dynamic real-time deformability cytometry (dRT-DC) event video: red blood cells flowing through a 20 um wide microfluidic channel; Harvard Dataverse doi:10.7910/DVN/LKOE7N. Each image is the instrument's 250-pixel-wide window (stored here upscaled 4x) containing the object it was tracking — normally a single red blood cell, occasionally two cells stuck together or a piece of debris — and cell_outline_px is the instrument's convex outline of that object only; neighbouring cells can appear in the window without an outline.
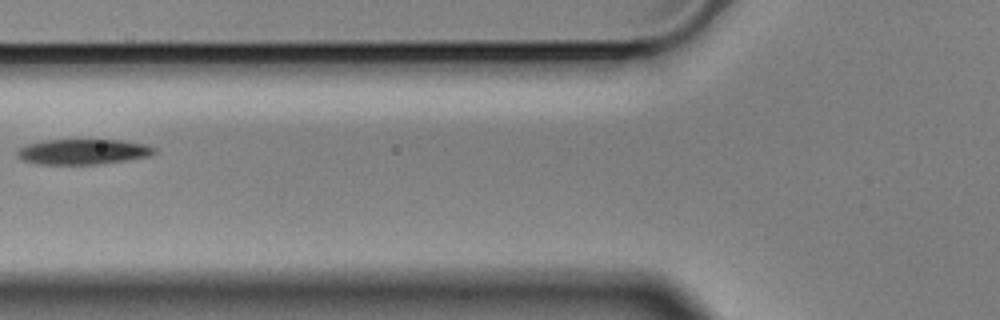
{"species": "Egyptian fruit bat (a non-hibernating species)", "species_latin": "Rousettus aegyptiacus", "temperature_condition": "cold", "stored_images_in_passage": 8, "camera_frame_rate_fps": 3000, "um_per_image_px": 0.085, "animal": {"sex": "male"}, "frame": {"image": 1, "passage_image": 6, "time_ms": 1.667, "image_size_px": [1000, 320], "cell_outline_px": [[156, 152], [148, 156], [124, 160], [96, 164], [36, 164], [24, 160], [16, 156], [16, 152], [20, 148], [28, 144], [44, 140], [124, 140], [144, 144], [156, 148]], "centroid_in_image_um": [7.03, 12.89], "position_along_channel_um": 118.8, "area_um2": 20.06}}
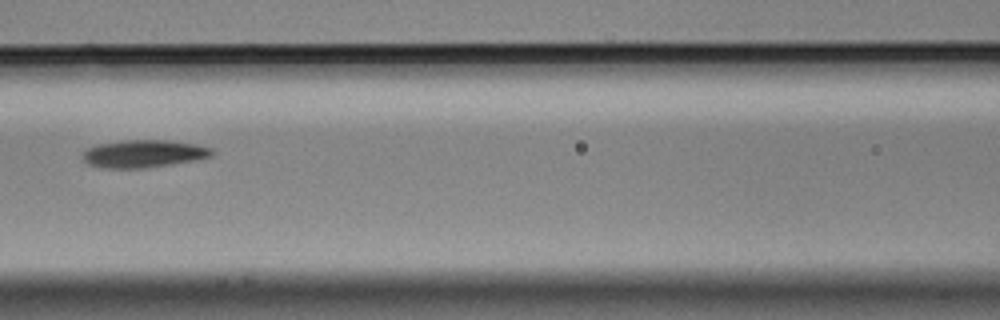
{"frame": {"image": 2, "passage_image": 7, "time_ms": 2.0, "image_size_px": [1000, 320], "cell_outline_px": [[216, 152], [212, 156], [196, 160], [148, 168], [100, 168], [88, 164], [80, 156], [80, 152], [96, 144], [120, 140], [168, 140], [196, 144], [212, 148]], "centroid_in_image_um": [12.18, 13.06], "position_along_channel_um": 154.4, "area_um2": 21.27}}
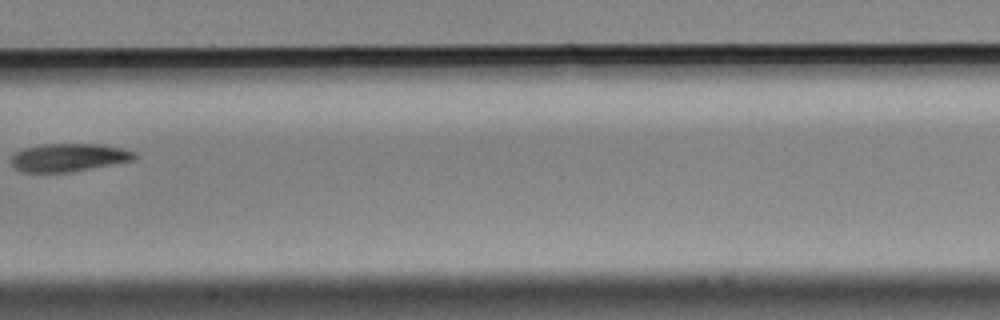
{"frame": {"image": 3, "passage_image": 8, "time_ms": 2.333, "image_size_px": [1000, 320], "cell_outline_px": [[136, 156], [132, 160], [72, 172], [20, 172], [12, 164], [12, 156], [16, 152], [24, 148], [44, 144], [100, 144], [120, 148], [136, 152]], "centroid_in_image_um": [5.82, 13.39], "position_along_channel_um": 201.6, "area_um2": 19.94}}